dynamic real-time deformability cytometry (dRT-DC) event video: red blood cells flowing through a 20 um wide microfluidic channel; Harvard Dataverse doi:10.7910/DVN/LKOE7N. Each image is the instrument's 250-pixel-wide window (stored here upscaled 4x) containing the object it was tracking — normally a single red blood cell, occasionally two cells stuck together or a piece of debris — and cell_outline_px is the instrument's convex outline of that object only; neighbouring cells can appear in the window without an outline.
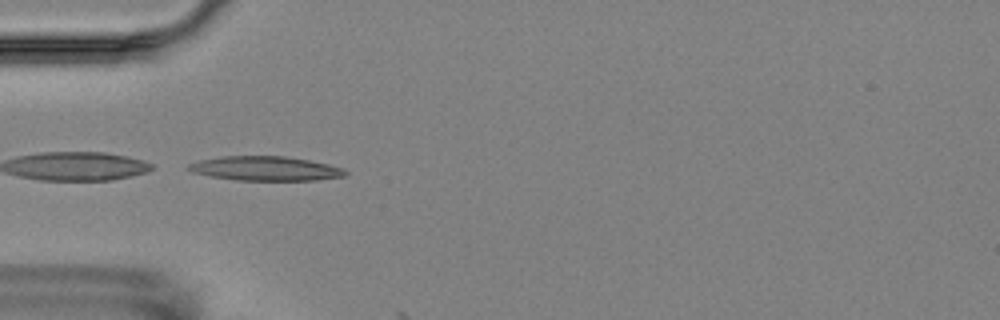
{"species": "Egyptian fruit bat (a non-hibernating species)", "species_latin": "Rousettus aegyptiacus", "temperature_condition": "room temperature", "stored_images_in_passage": 5, "camera_frame_rate_fps": 3000, "um_per_image_px": 0.085, "animal": {"sex": "female"}, "frame": {"image": 1, "passage_image": 4, "time_ms": 3.667, "image_size_px": [1000, 320], "cell_outline_px": [[348, 172], [344, 176], [316, 180], [236, 180], [212, 176], [192, 172], [184, 168], [188, 164], [200, 160], [220, 156], [284, 156], [308, 160], [328, 164], [344, 168]], "centroid_in_image_um": [22.54, 14.32], "position_along_channel_um": 62.5, "area_um2": 22.2}}